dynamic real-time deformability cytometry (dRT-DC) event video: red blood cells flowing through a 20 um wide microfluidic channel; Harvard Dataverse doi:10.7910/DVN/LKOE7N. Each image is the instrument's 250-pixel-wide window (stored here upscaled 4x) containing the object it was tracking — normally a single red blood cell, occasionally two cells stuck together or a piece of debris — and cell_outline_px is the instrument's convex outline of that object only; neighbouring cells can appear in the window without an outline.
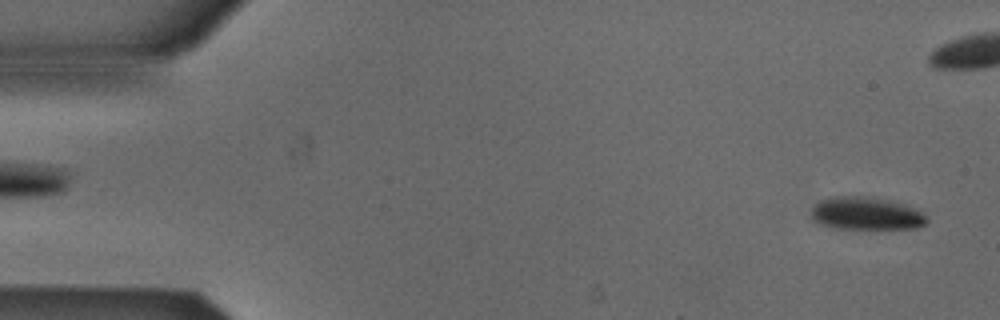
{"species": "Egyptian fruit bat (a non-hibernating species)", "species_latin": "Rousettus aegyptiacus", "temperature_condition": "cold", "stored_images_in_passage": 53, "camera_frame_rate_fps": 3000, "um_per_image_px": 0.085, "animal": {"sex": "male"}, "frame": {"image": 1, "passage_image": 2, "time_ms": 0.333, "image_size_px": [1000, 320], "cell_outline_px": [[928, 220], [924, 224], [916, 228], [836, 228], [816, 224], [812, 220], [812, 208], [820, 200], [832, 196], [864, 196], [884, 200], [900, 204], [912, 208], [920, 212]], "centroid_in_image_um": [73.52, 18.15], "position_along_channel_um": 11.5, "area_um2": 21.62}}
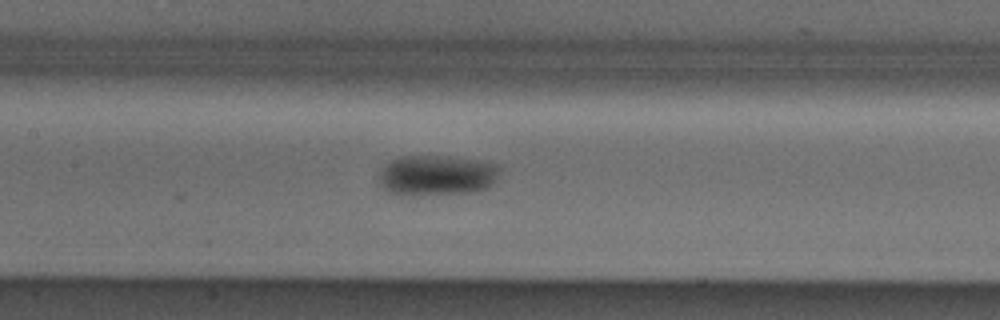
{"frame": {"image": 2, "passage_image": 24, "time_ms": 7.667, "image_size_px": [1000, 320], "cell_outline_px": [[500, 168], [496, 184], [488, 188], [476, 192], [388, 192], [376, 180], [384, 164], [400, 156], [448, 156], [476, 160], [500, 164]], "centroid_in_image_um": [37.19, 14.85], "position_along_channel_um": 170.2, "area_um2": 27.92}}
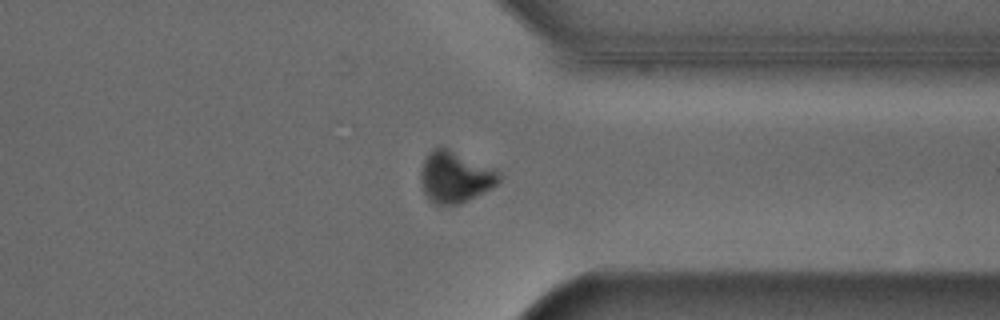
{"frame": {"image": 3, "passage_image": 40, "time_ms": 13.0, "image_size_px": [1000, 320], "cell_outline_px": [[504, 176], [492, 188], [468, 200], [456, 204], [436, 204], [428, 200], [424, 192], [420, 176], [420, 172], [424, 160], [428, 152], [432, 148], [440, 144], [496, 168]], "centroid_in_image_um": [38.7, 14.99], "position_along_channel_um": 372.7, "area_um2": 23.93}, "authors_computed_cell_mechanics": {"area_um2": 24.9696, "velocity_mm_per_s": 3.8504, "shape_relaxation_time_tau1_ms": 5.8978, "shape_relaxation_time_tau2_ms": null, "deformation_change_tau1": 0.0828, "deformation_change_tau2": null}}